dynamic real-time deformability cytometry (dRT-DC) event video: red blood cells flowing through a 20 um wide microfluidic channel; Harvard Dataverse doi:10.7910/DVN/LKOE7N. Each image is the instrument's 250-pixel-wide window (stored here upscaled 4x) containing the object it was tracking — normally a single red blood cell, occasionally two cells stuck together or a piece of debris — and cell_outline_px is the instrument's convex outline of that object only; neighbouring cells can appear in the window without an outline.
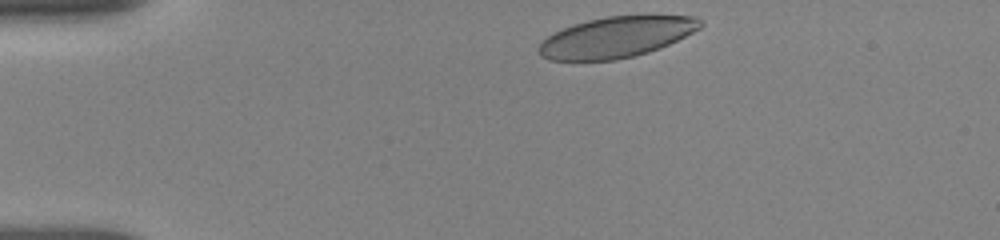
{"species": "human", "species_latin": "Homo sapiens", "temperature_condition": "room temperature", "stored_images_in_passage": 35, "camera_frame_rate_fps": 3000, "um_per_image_px": 0.085, "donor": {"sex": "female"}, "frame": {"image": 1, "passage_image": 1, "time_ms": 0.0, "image_size_px": [1000, 240], "cell_outline_px": [[704, 24], [700, 28], [660, 48], [636, 56], [616, 60], [548, 60], [540, 56], [536, 52], [536, 48], [548, 36], [564, 28], [588, 20], [608, 16], [696, 16], [704, 20]], "centroid_in_image_um": [52.38, 3.17], "position_along_channel_um": 32.6, "area_um2": 38.21}}
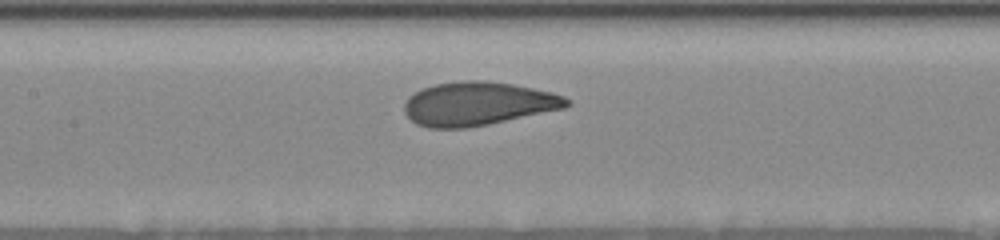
{"frame": {"image": 2, "passage_image": 22, "time_ms": 5.0, "image_size_px": [1000, 240], "cell_outline_px": [[572, 104], [564, 108], [488, 124], [464, 128], [428, 128], [416, 124], [404, 112], [404, 104], [408, 96], [420, 88], [436, 84], [460, 80], [480, 80], [512, 84], [552, 92], [564, 96], [572, 100]], "centroid_in_image_um": [40.6, 8.81], "position_along_channel_um": 166.8, "area_um2": 41.33}}
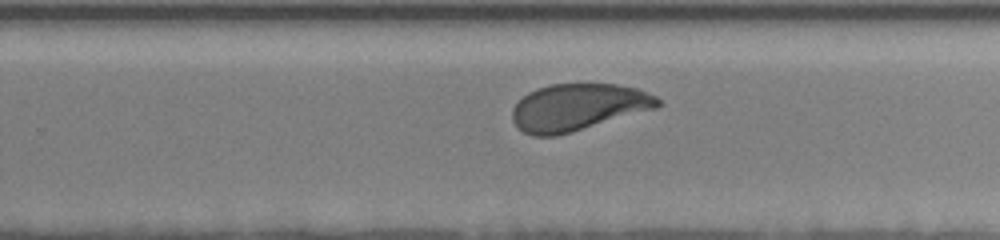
{"frame": {"image": 3, "passage_image": 34, "time_ms": 8.0, "image_size_px": [1000, 240], "cell_outline_px": [[660, 104], [656, 108], [572, 132], [556, 136], [532, 136], [524, 132], [512, 120], [512, 108], [528, 92], [536, 88], [552, 84], [616, 84], [636, 88], [656, 96], [660, 100]], "centroid_in_image_um": [49.11, 9.11], "position_along_channel_um": 280.7, "area_um2": 39.54}}